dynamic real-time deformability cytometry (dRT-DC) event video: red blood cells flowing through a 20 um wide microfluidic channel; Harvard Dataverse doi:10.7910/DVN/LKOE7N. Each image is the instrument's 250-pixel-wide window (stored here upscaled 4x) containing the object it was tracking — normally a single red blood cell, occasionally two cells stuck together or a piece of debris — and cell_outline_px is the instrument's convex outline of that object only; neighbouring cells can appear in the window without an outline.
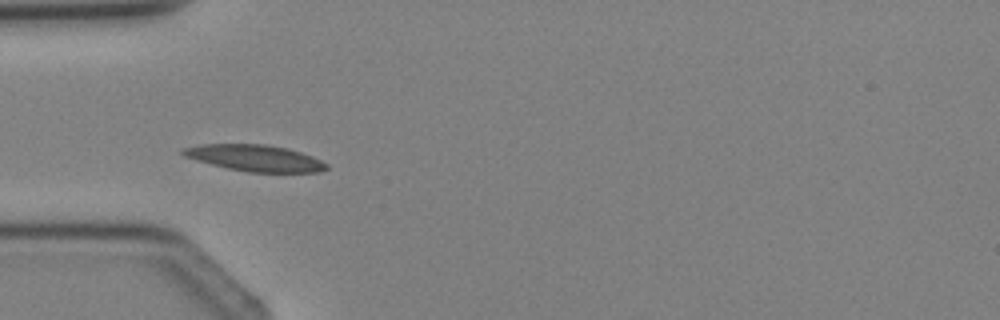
{"species": "Egyptian fruit bat (a non-hibernating species)", "species_latin": "Rousettus aegyptiacus", "temperature_condition": "cold", "stored_images_in_passage": 4, "camera_frame_rate_fps": 3000, "um_per_image_px": 0.085, "animal": {"sex": "female"}, "frame": {"image": 1, "passage_image": 4, "time_ms": 3.667, "image_size_px": [1000, 320], "cell_outline_px": [[328, 168], [320, 172], [248, 172], [228, 168], [196, 160], [184, 156], [180, 152], [180, 148], [200, 144], [264, 144], [288, 148], [312, 156], [328, 164]], "centroid_in_image_um": [21.65, 13.42], "position_along_channel_um": 63.3, "area_um2": 22.08}}